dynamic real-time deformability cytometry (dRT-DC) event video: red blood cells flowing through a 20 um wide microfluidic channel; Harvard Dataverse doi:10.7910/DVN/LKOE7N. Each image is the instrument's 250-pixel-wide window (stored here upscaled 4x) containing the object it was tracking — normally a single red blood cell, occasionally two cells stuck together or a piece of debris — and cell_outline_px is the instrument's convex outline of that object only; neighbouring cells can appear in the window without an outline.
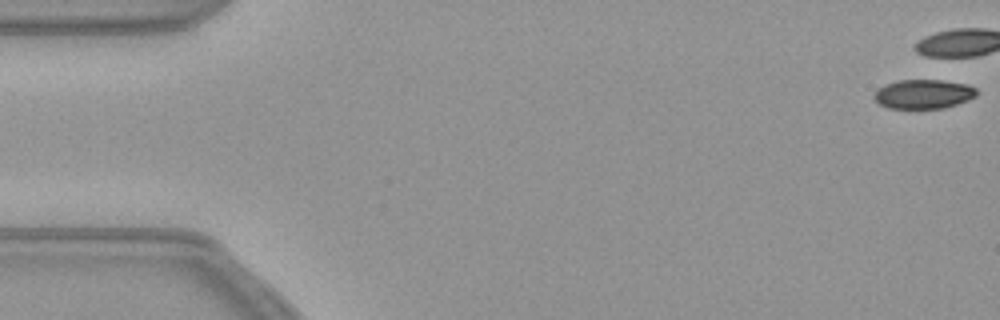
{"species": "common noctule bat (a hibernating species)", "species_latin": "Nyctalus noctula", "temperature_condition": "warm", "stored_images_in_passage": 41, "camera_frame_rate_fps": 3000, "um_per_image_px": 0.085, "animal": {"sex": "female", "body_mass_g": 21.9}, "frame": {"image": 1, "passage_image": 1, "time_ms": 0.0, "image_size_px": [1000, 320], "cell_outline_px": [[976, 96], [968, 100], [944, 108], [888, 108], [880, 104], [872, 96], [884, 84], [900, 80], [940, 80], [968, 84], [976, 88]], "centroid_in_image_um": [78.5, 7.99], "position_along_channel_um": 6.5, "area_um2": 17.34}}